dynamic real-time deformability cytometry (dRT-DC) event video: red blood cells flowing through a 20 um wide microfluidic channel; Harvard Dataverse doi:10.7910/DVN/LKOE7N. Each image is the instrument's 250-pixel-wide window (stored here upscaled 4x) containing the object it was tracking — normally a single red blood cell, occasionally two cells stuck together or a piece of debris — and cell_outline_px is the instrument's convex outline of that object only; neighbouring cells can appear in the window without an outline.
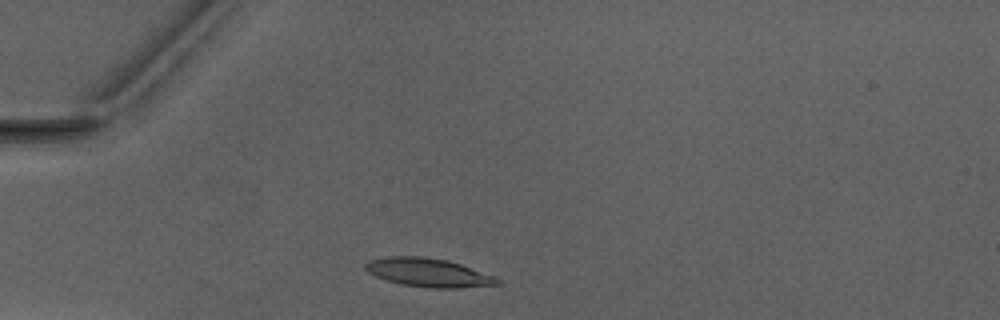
{"species": "Egyptian fruit bat (a non-hibernating species)", "species_latin": "Rousettus aegyptiacus", "temperature_condition": "warm", "stored_images_in_passage": 1, "camera_frame_rate_fps": 3000, "um_per_image_px": 0.085, "animal": {"sex": "male"}, "frame": {"image": 1, "passage_image": 1, "time_ms": 0.0, "image_size_px": [1000, 320], "cell_outline_px": [[500, 284], [456, 288], [432, 288], [404, 284], [388, 280], [376, 276], [368, 272], [364, 268], [364, 264], [368, 260], [388, 256], [424, 256], [448, 260], [496, 276], [500, 280]], "centroid_in_image_um": [36.41, 23.15], "position_along_channel_um": 48.6, "area_um2": 21.91}}